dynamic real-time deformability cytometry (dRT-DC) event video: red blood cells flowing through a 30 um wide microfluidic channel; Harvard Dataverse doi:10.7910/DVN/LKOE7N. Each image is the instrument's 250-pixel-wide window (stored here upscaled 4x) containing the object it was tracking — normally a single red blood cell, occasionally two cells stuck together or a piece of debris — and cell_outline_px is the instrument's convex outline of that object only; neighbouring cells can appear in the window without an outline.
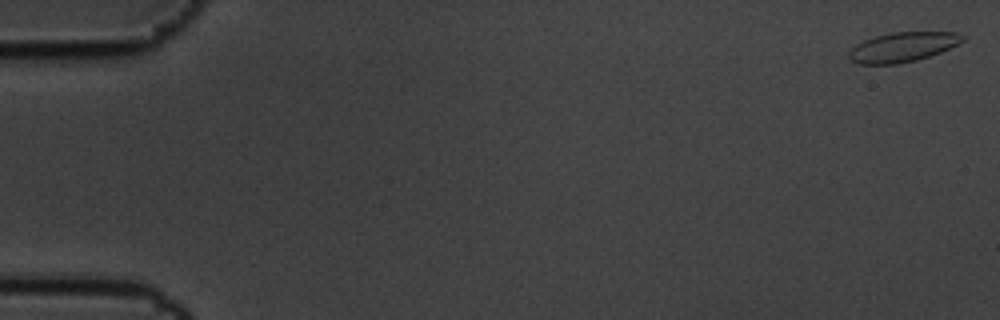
{"species": "common noctule bat (a hibernating species)", "species_latin": "Nyctalus noctula", "temperature_condition": "cold", "stored_images_in_passage": 6, "camera_frame_rate_fps": 3000, "um_per_image_px": 0.085, "animal": {"sex": "male", "body_mass_g": 19.5, "forearm_length_mm": 54.6}, "frame": {"image": 1, "passage_image": 1, "time_ms": 0.0, "image_size_px": [1000, 320], "cell_outline_px": [[968, 36], [964, 40], [940, 52], [916, 60], [896, 64], [860, 64], [852, 60], [848, 56], [848, 52], [856, 44], [864, 40], [876, 36], [892, 32], [956, 32]], "centroid_in_image_um": [76.73, 3.99], "position_along_channel_um": 8.3, "area_um2": 19.48}}
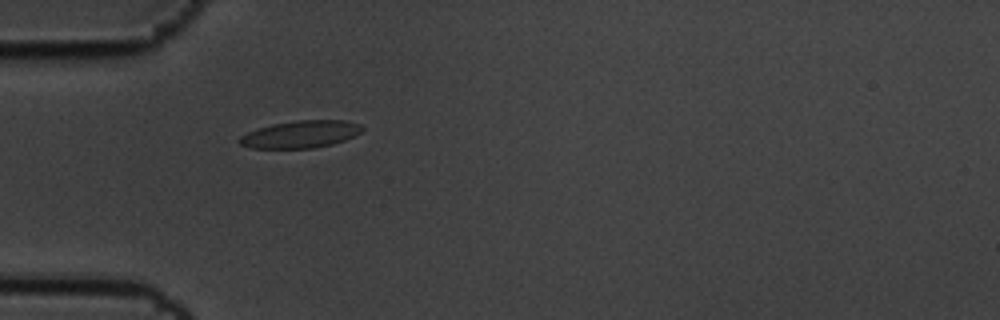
{"frame": {"image": 2, "passage_image": 6, "time_ms": 1.667, "image_size_px": [1000, 320], "cell_outline_px": [[364, 128], [360, 132], [344, 140], [332, 144], [312, 148], [248, 148], [240, 144], [236, 140], [240, 136], [248, 132], [272, 124], [296, 120], [344, 120], [360, 124]], "centroid_in_image_um": [25.52, 11.41], "position_along_channel_um": 59.5, "area_um2": 19.42}}